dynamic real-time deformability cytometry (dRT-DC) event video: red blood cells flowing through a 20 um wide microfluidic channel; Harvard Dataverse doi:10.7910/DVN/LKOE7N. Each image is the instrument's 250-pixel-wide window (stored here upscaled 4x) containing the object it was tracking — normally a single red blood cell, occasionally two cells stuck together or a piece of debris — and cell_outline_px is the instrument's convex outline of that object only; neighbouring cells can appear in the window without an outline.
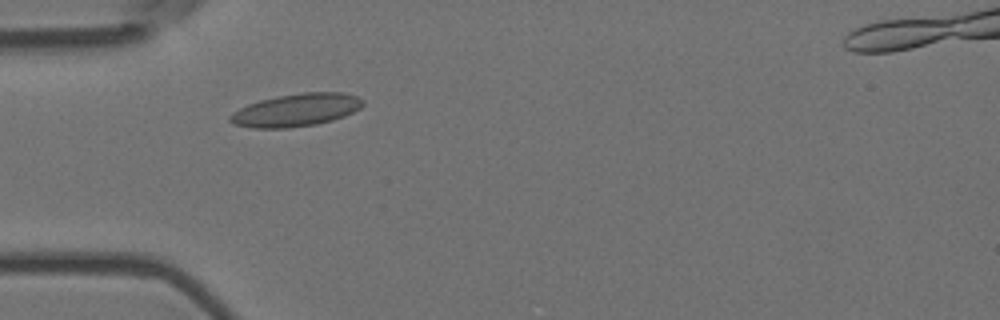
{"species": "Egyptian fruit bat (a non-hibernating species)", "species_latin": "Rousettus aegyptiacus", "temperature_condition": "room temperature", "stored_images_in_passage": 10, "camera_frame_rate_fps": 3000, "um_per_image_px": 0.085, "animal": {"sex": "female"}, "frame": {"image": 1, "passage_image": 4, "time_ms": 1.0, "image_size_px": [1000, 320], "cell_outline_px": [[364, 104], [360, 108], [344, 116], [332, 120], [316, 124], [288, 128], [252, 128], [232, 124], [228, 120], [228, 116], [232, 112], [248, 104], [260, 100], [276, 96], [304, 92], [344, 92], [360, 96], [364, 100]], "centroid_in_image_um": [25.17, 9.35], "position_along_channel_um": 59.8, "area_um2": 25.61}}
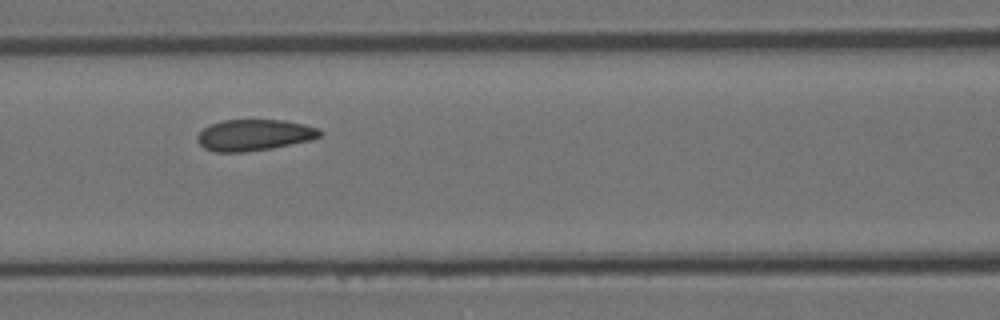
{"frame": {"image": 2, "passage_image": 6, "time_ms": 1.667, "image_size_px": [1000, 320], "cell_outline_px": [[324, 132], [320, 136], [312, 140], [272, 148], [244, 152], [216, 152], [204, 148], [196, 140], [196, 136], [204, 128], [212, 124], [224, 120], [284, 120], [304, 124], [316, 128]], "centroid_in_image_um": [21.61, 11.48], "position_along_channel_um": 145.0, "area_um2": 22.31}}
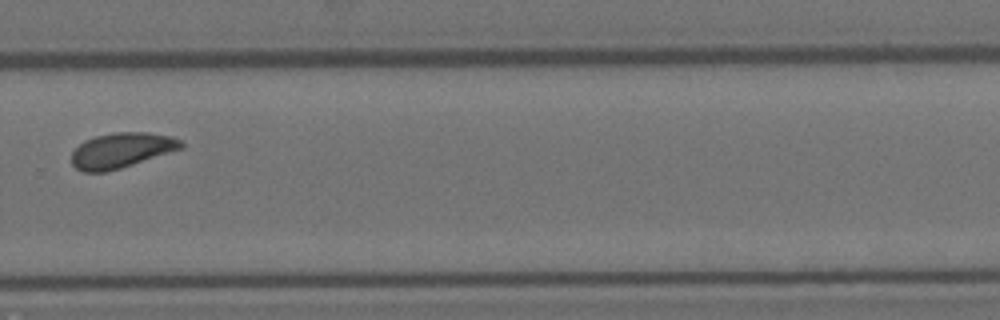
{"frame": {"image": 3, "passage_image": 10, "time_ms": 3.0, "image_size_px": [1000, 320], "cell_outline_px": [[184, 148], [120, 168], [104, 172], [84, 172], [76, 168], [72, 164], [72, 152], [84, 140], [96, 136], [116, 132], [148, 132], [172, 136], [180, 140], [184, 144]], "centroid_in_image_um": [10.34, 12.77], "position_along_channel_um": 319.5, "area_um2": 22.37}}